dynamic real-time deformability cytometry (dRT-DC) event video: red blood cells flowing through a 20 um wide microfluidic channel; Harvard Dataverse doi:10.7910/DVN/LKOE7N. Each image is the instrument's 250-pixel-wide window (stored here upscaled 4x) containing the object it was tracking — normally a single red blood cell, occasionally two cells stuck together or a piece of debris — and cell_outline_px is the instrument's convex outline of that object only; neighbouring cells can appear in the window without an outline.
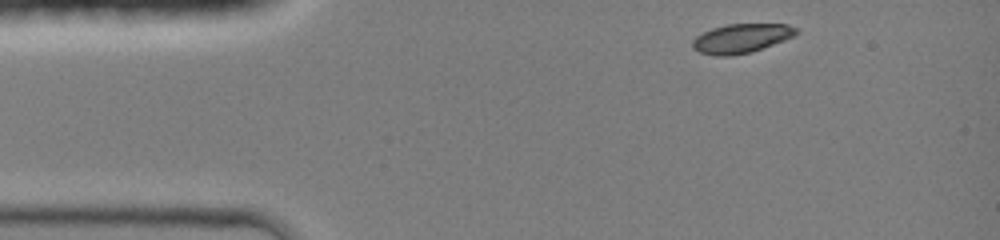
{"species": "common noctule bat (a hibernating species)", "species_latin": "Nyctalus noctula", "temperature_condition": "room temperature", "stored_images_in_passage": 35, "camera_frame_rate_fps": 3000, "um_per_image_px": 0.085, "animal": {"sex": "female", "body_mass_g": 19.0, "forearm_length_mm": 51.5}, "frame": {"image": 1, "passage_image": 1, "time_ms": 0.0, "image_size_px": [1000, 240], "cell_outline_px": [[800, 32], [784, 40], [752, 52], [732, 56], [716, 56], [700, 52], [692, 48], [692, 40], [696, 36], [712, 28], [728, 24], [788, 24], [796, 28]], "centroid_in_image_um": [63.0, 3.27], "position_along_channel_um": 22.0, "area_um2": 17.63}}
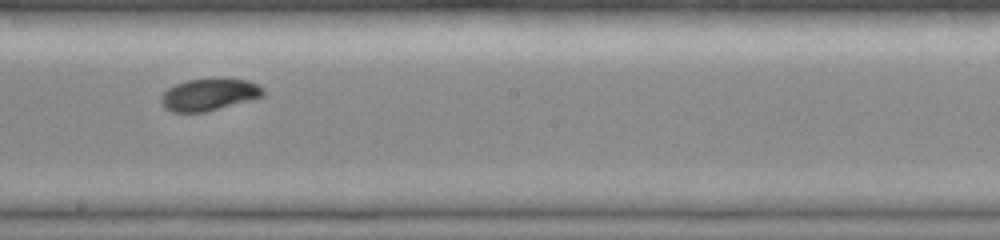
{"frame": {"image": 2, "passage_image": 20, "time_ms": 6.333, "image_size_px": [1000, 240], "cell_outline_px": [[264, 96], [252, 100], [204, 112], [172, 112], [164, 108], [160, 104], [160, 96], [168, 88], [176, 84], [188, 80], [248, 80], [264, 88]], "centroid_in_image_um": [17.75, 8.07], "position_along_channel_um": 230.5, "area_um2": 18.79}}
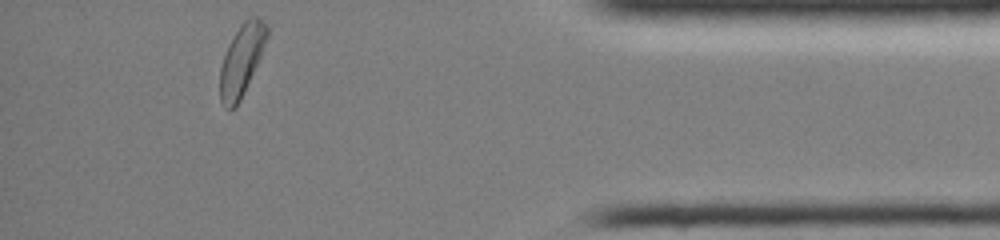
{"frame": {"image": 3, "passage_image": 35, "time_ms": 11.333, "image_size_px": [1000, 240], "cell_outline_px": [[268, 36], [260, 56], [244, 92], [240, 100], [228, 112], [224, 108], [220, 100], [220, 68], [228, 44], [240, 24], [244, 20], [252, 16], [256, 16], [264, 20], [268, 24]], "centroid_in_image_um": [20.53, 5.08], "position_along_channel_um": 414.7, "area_um2": 19.36}, "authors_computed_cell_mechanics": {"area_um2": 19.074, "velocity_mm_per_s": 4.2939, "shape_relaxation_time_tau1_ms": 3.1356, "shape_relaxation_time_tau2_ms": null, "deformation_change_tau1": 0.1236, "deformation_change_tau2": null}}